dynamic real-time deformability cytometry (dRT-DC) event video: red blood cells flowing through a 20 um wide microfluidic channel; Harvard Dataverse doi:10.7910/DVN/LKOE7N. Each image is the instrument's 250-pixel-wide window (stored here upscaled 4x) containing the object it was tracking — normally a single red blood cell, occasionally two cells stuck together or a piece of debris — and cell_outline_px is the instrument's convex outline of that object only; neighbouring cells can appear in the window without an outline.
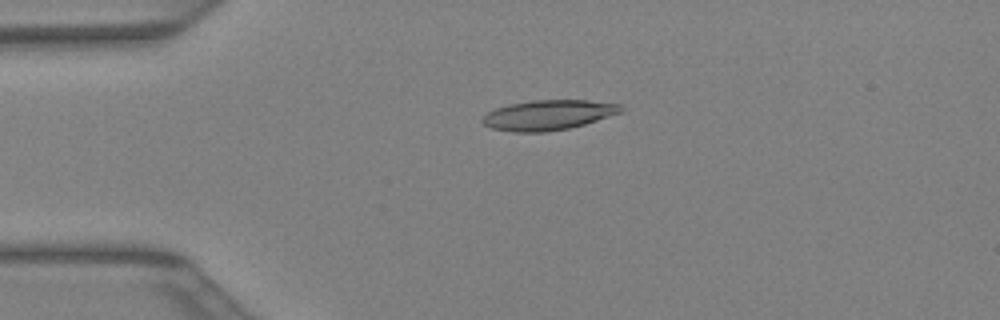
{"species": "Egyptian fruit bat (a non-hibernating species)", "species_latin": "Rousettus aegyptiacus", "temperature_condition": "warm", "stored_images_in_passage": 41, "camera_frame_rate_fps": 3000, "um_per_image_px": 0.085, "animal": {"sex": "female"}, "frame": {"image": 1, "passage_image": 10, "time_ms": 3.0, "image_size_px": [1000, 320], "cell_outline_px": [[624, 108], [620, 112], [584, 124], [568, 128], [544, 132], [512, 132], [492, 128], [484, 124], [480, 120], [488, 112], [496, 108], [508, 104], [532, 100], [588, 100], [620, 104]], "centroid_in_image_um": [46.57, 9.77], "position_along_channel_um": 38.4, "area_um2": 24.04}}
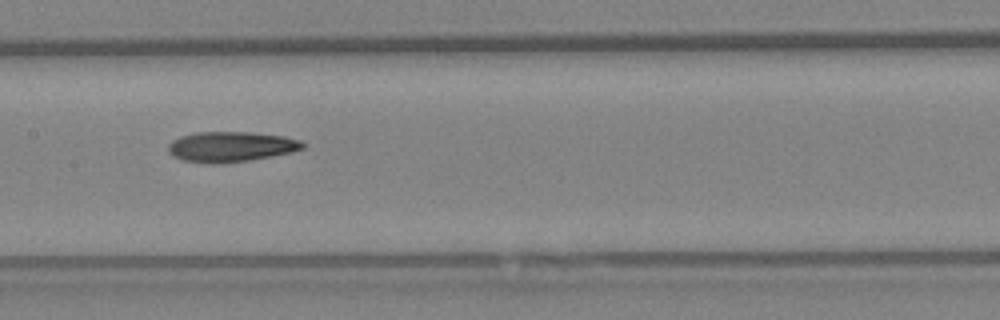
{"frame": {"image": 2, "passage_image": 21, "time_ms": 6.667, "image_size_px": [1000, 320], "cell_outline_px": [[304, 148], [292, 152], [248, 160], [216, 164], [184, 160], [168, 152], [168, 144], [172, 140], [180, 136], [196, 132], [248, 132], [284, 136], [300, 140], [304, 144]], "centroid_in_image_um": [19.62, 12.46], "position_along_channel_um": 187.8, "area_um2": 23.47}}
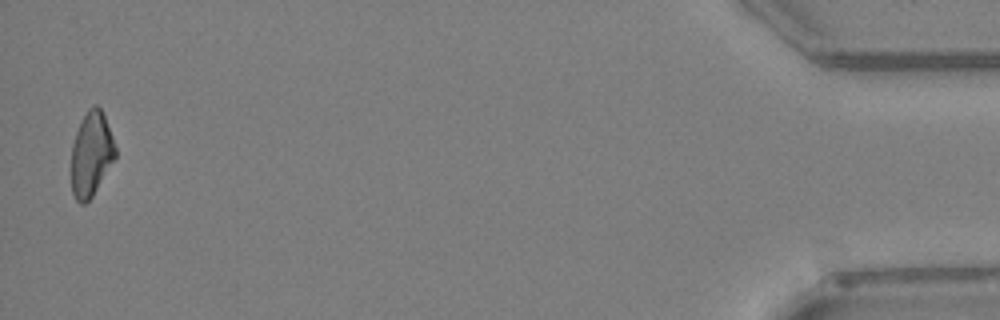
{"frame": {"image": 3, "passage_image": 41, "time_ms": 13.333, "image_size_px": [1000, 320], "cell_outline_px": [[116, 156], [92, 196], [84, 204], [80, 204], [76, 200], [72, 192], [72, 144], [76, 132], [88, 108], [92, 104], [96, 104], [100, 108], [104, 116], [112, 136], [116, 148]], "centroid_in_image_um": [7.75, 13.09], "position_along_channel_um": 427.4, "area_um2": 21.33}}